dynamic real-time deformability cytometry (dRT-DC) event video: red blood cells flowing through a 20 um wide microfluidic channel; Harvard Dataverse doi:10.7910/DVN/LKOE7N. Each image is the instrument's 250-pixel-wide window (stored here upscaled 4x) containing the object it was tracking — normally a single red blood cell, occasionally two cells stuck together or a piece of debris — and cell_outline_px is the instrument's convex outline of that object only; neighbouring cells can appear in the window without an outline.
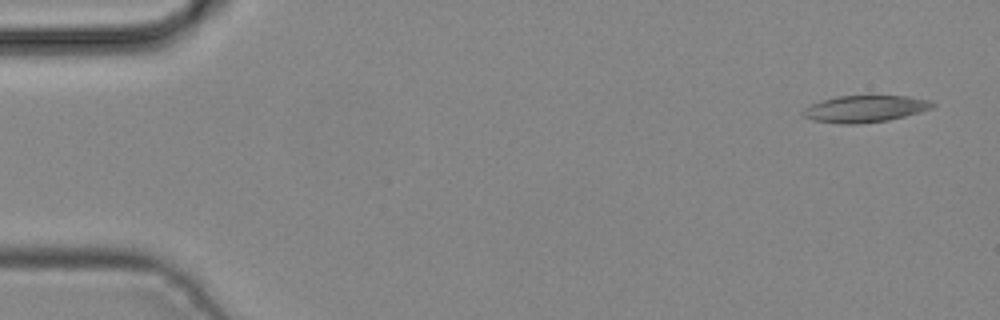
{"species": "common noctule bat (a hibernating species)", "species_latin": "Nyctalus noctula", "temperature_condition": "cold", "stored_images_in_passage": 3, "camera_frame_rate_fps": 3000, "um_per_image_px": 0.085, "animal": {"sex": "male", "body_mass_g": 19.2, "forearm_length_mm": 51.8}, "frame": {"image": 1, "passage_image": 1, "time_ms": 0.0, "image_size_px": [1000, 320], "cell_outline_px": [[936, 104], [932, 108], [920, 112], [888, 120], [860, 124], [840, 124], [812, 120], [804, 116], [804, 108], [820, 100], [836, 96], [908, 96], [932, 100]], "centroid_in_image_um": [73.55, 9.25], "position_along_channel_um": 11.5, "area_um2": 20.29}}
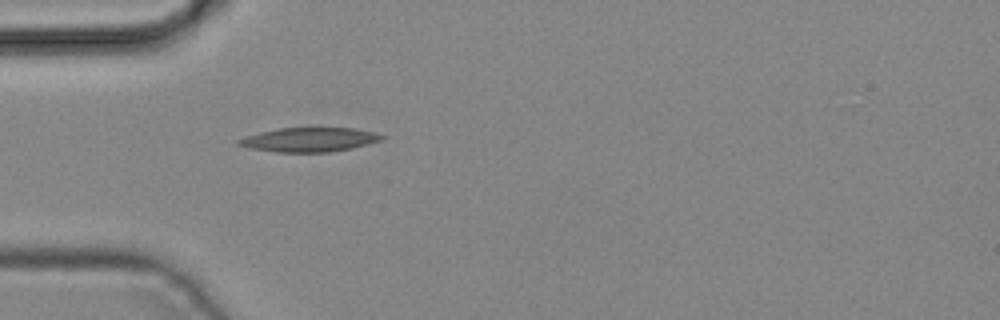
{"frame": {"image": 2, "passage_image": 3, "time_ms": 0.667, "image_size_px": [1000, 320], "cell_outline_px": [[384, 136], [380, 140], [368, 144], [352, 148], [328, 152], [276, 152], [248, 148], [236, 144], [236, 140], [248, 136], [280, 128], [356, 128], [376, 132]], "centroid_in_image_um": [26.31, 11.87], "position_along_channel_um": 58.7, "area_um2": 20.0}}